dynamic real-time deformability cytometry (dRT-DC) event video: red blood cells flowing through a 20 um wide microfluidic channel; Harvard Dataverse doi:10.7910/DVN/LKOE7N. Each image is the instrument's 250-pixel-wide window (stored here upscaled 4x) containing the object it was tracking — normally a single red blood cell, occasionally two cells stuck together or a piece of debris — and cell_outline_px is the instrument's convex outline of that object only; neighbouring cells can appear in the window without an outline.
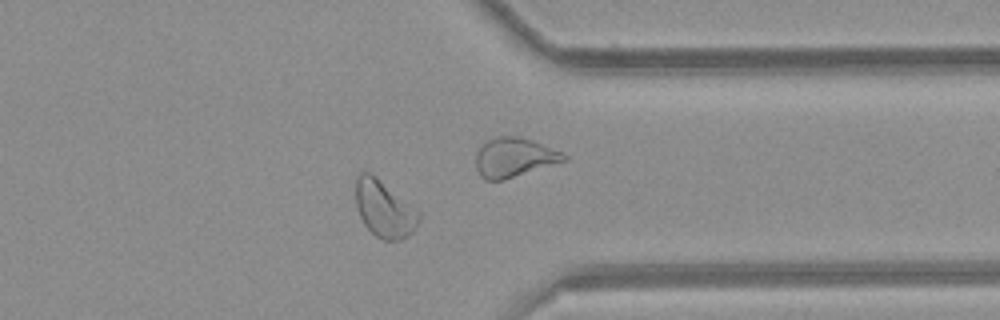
{"species": "common noctule bat (a hibernating species)", "species_latin": "Nyctalus noctula", "temperature_condition": "room temperature", "stored_images_in_passage": 42, "camera_frame_rate_fps": 3000, "um_per_image_px": 0.085, "animal": {"sex": "female", "body_mass_g": 21.9}, "frame": {"image": 1, "passage_image": 30, "time_ms": 9.667, "image_size_px": [1000, 320], "cell_outline_px": [[420, 216], [416, 228], [408, 236], [400, 240], [384, 240], [376, 236], [364, 224], [360, 216], [356, 204], [356, 176], [360, 172], [368, 172], [420, 208]], "centroid_in_image_um": [32.71, 17.76], "position_along_channel_um": 378.7, "area_um2": 21.1}, "authors_computed_cell_mechanics": {"area_um2": 20.7791, "velocity_mm_per_s": 3.9535, "shape_relaxation_time_tau1_ms": null, "shape_relaxation_time_tau2_ms": 2.0241, "deformation_change_tau1": null, "deformation_change_tau2": 0.0769}}